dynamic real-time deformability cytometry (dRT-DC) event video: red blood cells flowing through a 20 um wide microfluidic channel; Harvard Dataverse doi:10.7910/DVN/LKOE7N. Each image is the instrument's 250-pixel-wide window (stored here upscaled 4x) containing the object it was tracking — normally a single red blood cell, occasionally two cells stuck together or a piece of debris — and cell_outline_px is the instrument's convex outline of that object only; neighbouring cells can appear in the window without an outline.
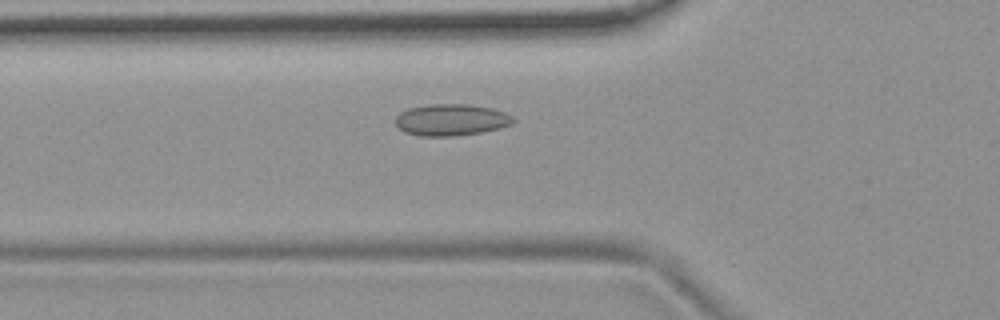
{"species": "common noctule bat (a hibernating species)", "species_latin": "Nyctalus noctula", "temperature_condition": "room temperature", "stored_images_in_passage": 35, "camera_frame_rate_fps": 3000, "um_per_image_px": 0.085, "animal": {"sex": "female", "body_mass_g": 19.9}, "frame": {"image": 1, "passage_image": 5, "time_ms": 1.333, "image_size_px": [1000, 320], "cell_outline_px": [[516, 120], [512, 124], [500, 128], [480, 132], [456, 136], [420, 136], [404, 132], [396, 124], [396, 116], [400, 112], [408, 108], [428, 104], [468, 104], [492, 108], [504, 112], [512, 116]], "centroid_in_image_um": [38.35, 10.18], "position_along_channel_um": 87.4, "area_um2": 21.79}}
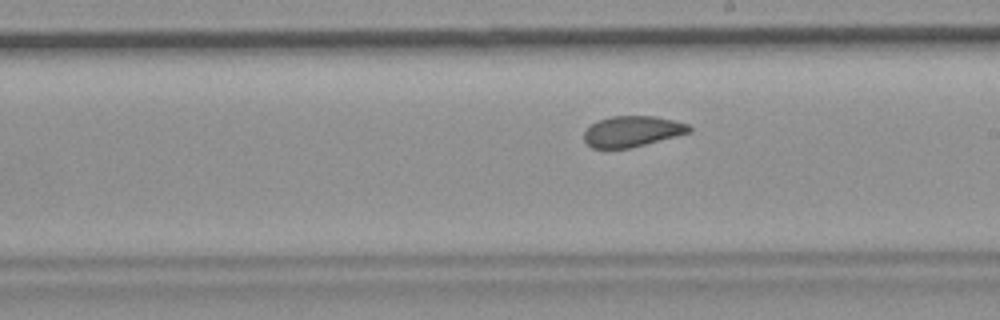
{"frame": {"image": 2, "passage_image": 17, "time_ms": 5.333, "image_size_px": [1000, 320], "cell_outline_px": [[692, 132], [632, 148], [592, 148], [584, 140], [584, 132], [592, 124], [600, 120], [612, 116], [656, 116], [688, 124], [692, 128]], "centroid_in_image_um": [53.77, 11.17], "position_along_channel_um": 235.2, "area_um2": 18.84}}
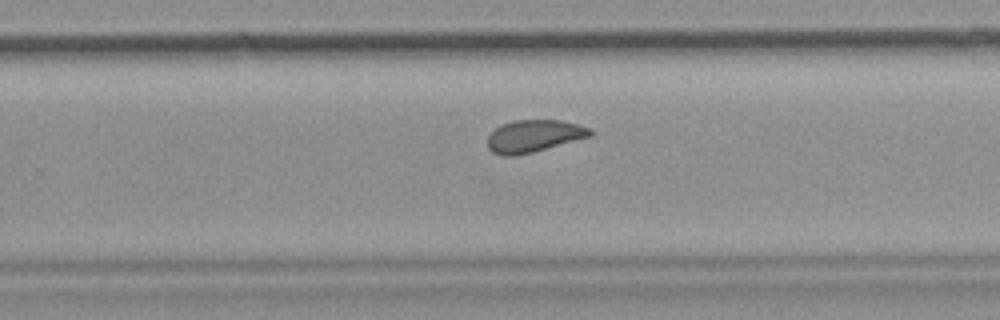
{"frame": {"image": 3, "passage_image": 21, "time_ms": 6.667, "image_size_px": [1000, 320], "cell_outline_px": [[592, 136], [532, 152], [512, 156], [504, 156], [492, 152], [488, 148], [488, 136], [500, 124], [512, 120], [560, 120], [592, 128]], "centroid_in_image_um": [45.37, 11.55], "position_along_channel_um": 284.4, "area_um2": 19.25}, "authors_computed_cell_mechanics": {"area_um2": 19.9988, "velocity_mm_per_s": 3.7007, "shape_relaxation_time_tau1_ms": 7.4673, "shape_relaxation_time_tau2_ms": 1.7294, "deformation_change_tau1": 0.1041, "deformation_change_tau2": 0.0656}}